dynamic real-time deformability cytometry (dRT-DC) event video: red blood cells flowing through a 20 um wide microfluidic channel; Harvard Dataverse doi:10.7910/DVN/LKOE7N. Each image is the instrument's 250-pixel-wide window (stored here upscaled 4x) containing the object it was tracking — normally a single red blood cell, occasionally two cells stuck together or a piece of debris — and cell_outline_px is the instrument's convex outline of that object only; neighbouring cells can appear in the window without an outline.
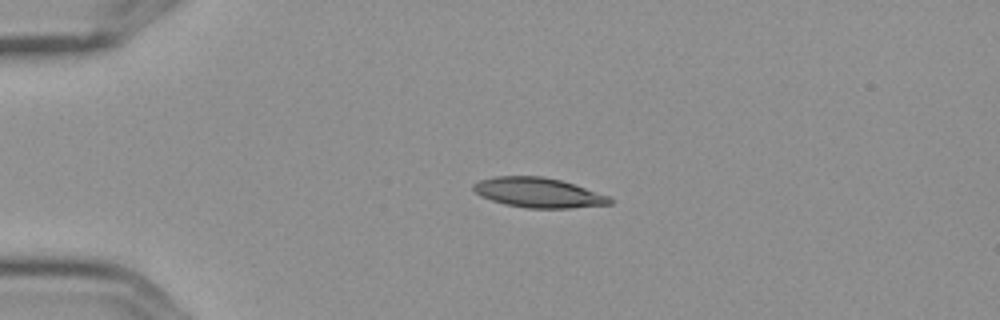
{"species": "Egyptian fruit bat (a non-hibernating species)", "species_latin": "Rousettus aegyptiacus", "temperature_condition": "cold", "stored_images_in_passage": 4, "camera_frame_rate_fps": 3000, "um_per_image_px": 0.085, "frame": {"image": 1, "passage_image": 3, "time_ms": 0.667, "image_size_px": [1000, 320], "cell_outline_px": [[612, 204], [572, 208], [524, 208], [504, 204], [480, 196], [472, 188], [472, 184], [480, 180], [496, 176], [540, 176], [560, 180], [608, 196], [612, 200]], "centroid_in_image_um": [45.72, 16.38], "position_along_channel_um": 39.3, "area_um2": 23.52}}